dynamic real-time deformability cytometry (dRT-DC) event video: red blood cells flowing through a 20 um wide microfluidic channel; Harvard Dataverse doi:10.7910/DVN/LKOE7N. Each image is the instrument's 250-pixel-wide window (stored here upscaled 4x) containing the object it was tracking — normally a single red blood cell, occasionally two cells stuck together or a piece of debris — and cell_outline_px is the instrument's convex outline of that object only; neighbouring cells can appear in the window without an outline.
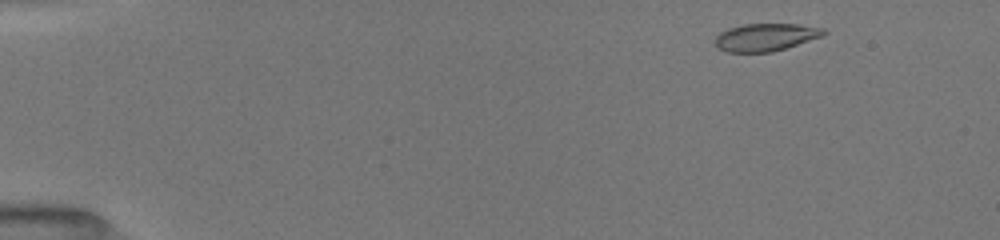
{"species": "common noctule bat (a hibernating species)", "species_latin": "Nyctalus noctula", "temperature_condition": "room temperature", "stored_images_in_passage": 47, "camera_frame_rate_fps": 3000, "um_per_image_px": 0.085, "animal": {"sex": "female", "body_mass_g": 19.5, "forearm_length_mm": 54.1}, "frame": {"image": 1, "passage_image": 2, "time_ms": 0.333, "image_size_px": [1000, 240], "cell_outline_px": [[828, 32], [824, 36], [772, 52], [724, 52], [716, 48], [716, 36], [720, 32], [728, 28], [744, 24], [800, 24], [824, 28]], "centroid_in_image_um": [65.09, 3.16], "position_along_channel_um": 19.9, "area_um2": 17.63}}
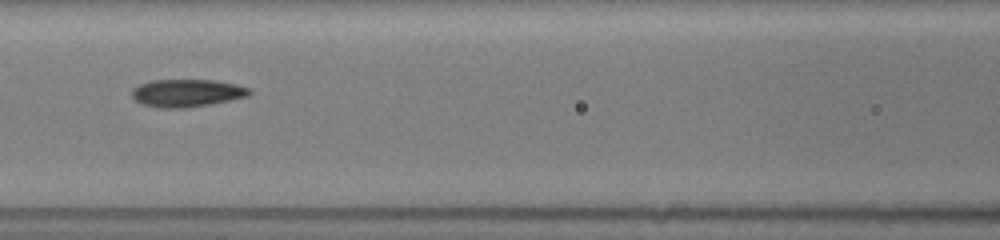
{"frame": {"image": 2, "passage_image": 20, "time_ms": 6.333, "image_size_px": [1000, 240], "cell_outline_px": [[252, 92], [248, 96], [212, 104], [188, 108], [156, 108], [140, 104], [132, 96], [132, 88], [140, 84], [152, 80], [216, 80], [236, 84], [252, 88]], "centroid_in_image_um": [15.9, 7.91], "position_along_channel_um": 150.7, "area_um2": 19.25}}
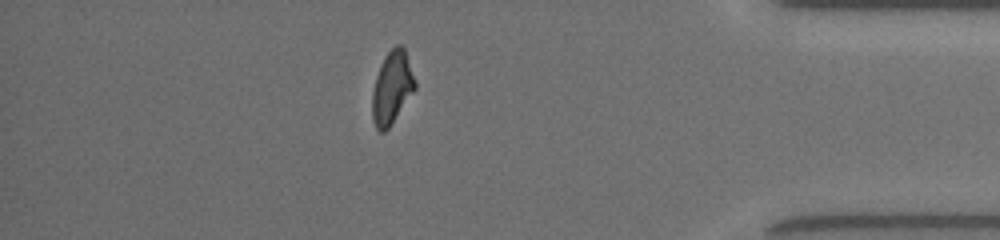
{"frame": {"image": 3, "passage_image": 41, "time_ms": 13.333, "image_size_px": [1000, 240], "cell_outline_px": [[416, 88], [388, 128], [384, 132], [380, 132], [376, 128], [372, 120], [372, 92], [376, 76], [380, 64], [384, 56], [396, 44], [400, 44], [404, 48], [416, 80]], "centroid_in_image_um": [33.31, 7.43], "position_along_channel_um": 401.9, "area_um2": 18.09}, "authors_computed_cell_mechanics": {"area_um2": 18.2648, "velocity_mm_per_s": 4.0353, "shape_relaxation_time_tau1_ms": 7.1291, "shape_relaxation_time_tau2_ms": 2.1569, "deformation_change_tau1": 0.193, "deformation_change_tau2": 0.0991}}